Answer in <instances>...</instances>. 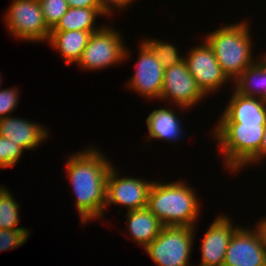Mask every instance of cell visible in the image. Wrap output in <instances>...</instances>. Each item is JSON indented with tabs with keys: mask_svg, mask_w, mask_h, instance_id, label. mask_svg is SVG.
I'll return each mask as SVG.
<instances>
[{
	"mask_svg": "<svg viewBox=\"0 0 266 266\" xmlns=\"http://www.w3.org/2000/svg\"><path fill=\"white\" fill-rule=\"evenodd\" d=\"M264 158H266V124L264 127V135L259 153L247 165L249 166L251 164L252 166V164H255L257 166V164H260V162L263 161Z\"/></svg>",
	"mask_w": 266,
	"mask_h": 266,
	"instance_id": "obj_28",
	"label": "cell"
},
{
	"mask_svg": "<svg viewBox=\"0 0 266 266\" xmlns=\"http://www.w3.org/2000/svg\"><path fill=\"white\" fill-rule=\"evenodd\" d=\"M100 151L96 147L85 148L67 156L65 163L66 177L76 195L75 205L83 225L96 218L102 220L106 212V182L113 165Z\"/></svg>",
	"mask_w": 266,
	"mask_h": 266,
	"instance_id": "obj_1",
	"label": "cell"
},
{
	"mask_svg": "<svg viewBox=\"0 0 266 266\" xmlns=\"http://www.w3.org/2000/svg\"><path fill=\"white\" fill-rule=\"evenodd\" d=\"M130 52L123 42L122 34L109 25L102 26L89 37L77 65L80 69L96 71L128 60Z\"/></svg>",
	"mask_w": 266,
	"mask_h": 266,
	"instance_id": "obj_6",
	"label": "cell"
},
{
	"mask_svg": "<svg viewBox=\"0 0 266 266\" xmlns=\"http://www.w3.org/2000/svg\"><path fill=\"white\" fill-rule=\"evenodd\" d=\"M186 183L182 179L152 183L147 208L163 226H196L201 205L194 188Z\"/></svg>",
	"mask_w": 266,
	"mask_h": 266,
	"instance_id": "obj_2",
	"label": "cell"
},
{
	"mask_svg": "<svg viewBox=\"0 0 266 266\" xmlns=\"http://www.w3.org/2000/svg\"><path fill=\"white\" fill-rule=\"evenodd\" d=\"M203 42L192 47L184 57V61L197 85L207 96L217 92L231 80L222 71L212 48L205 40Z\"/></svg>",
	"mask_w": 266,
	"mask_h": 266,
	"instance_id": "obj_9",
	"label": "cell"
},
{
	"mask_svg": "<svg viewBox=\"0 0 266 266\" xmlns=\"http://www.w3.org/2000/svg\"><path fill=\"white\" fill-rule=\"evenodd\" d=\"M125 216L130 238L143 248L159 235L163 227L158 218L147 207L127 211Z\"/></svg>",
	"mask_w": 266,
	"mask_h": 266,
	"instance_id": "obj_18",
	"label": "cell"
},
{
	"mask_svg": "<svg viewBox=\"0 0 266 266\" xmlns=\"http://www.w3.org/2000/svg\"><path fill=\"white\" fill-rule=\"evenodd\" d=\"M49 130L40 123L15 116L0 119V136L20 146L24 151L34 150L49 138Z\"/></svg>",
	"mask_w": 266,
	"mask_h": 266,
	"instance_id": "obj_15",
	"label": "cell"
},
{
	"mask_svg": "<svg viewBox=\"0 0 266 266\" xmlns=\"http://www.w3.org/2000/svg\"><path fill=\"white\" fill-rule=\"evenodd\" d=\"M3 18L12 37L47 43L51 30L44 21L38 0H13Z\"/></svg>",
	"mask_w": 266,
	"mask_h": 266,
	"instance_id": "obj_7",
	"label": "cell"
},
{
	"mask_svg": "<svg viewBox=\"0 0 266 266\" xmlns=\"http://www.w3.org/2000/svg\"><path fill=\"white\" fill-rule=\"evenodd\" d=\"M120 171L112 166L106 182V207L125 206L128 211L147 207L148 194L153 181L137 177H120Z\"/></svg>",
	"mask_w": 266,
	"mask_h": 266,
	"instance_id": "obj_10",
	"label": "cell"
},
{
	"mask_svg": "<svg viewBox=\"0 0 266 266\" xmlns=\"http://www.w3.org/2000/svg\"><path fill=\"white\" fill-rule=\"evenodd\" d=\"M43 13L44 21L52 30L62 16L68 11L69 5L66 0H38Z\"/></svg>",
	"mask_w": 266,
	"mask_h": 266,
	"instance_id": "obj_23",
	"label": "cell"
},
{
	"mask_svg": "<svg viewBox=\"0 0 266 266\" xmlns=\"http://www.w3.org/2000/svg\"><path fill=\"white\" fill-rule=\"evenodd\" d=\"M95 31H50L48 43L60 53L64 64H76Z\"/></svg>",
	"mask_w": 266,
	"mask_h": 266,
	"instance_id": "obj_17",
	"label": "cell"
},
{
	"mask_svg": "<svg viewBox=\"0 0 266 266\" xmlns=\"http://www.w3.org/2000/svg\"><path fill=\"white\" fill-rule=\"evenodd\" d=\"M265 124L217 123L212 130L223 165L232 174L240 172L259 153Z\"/></svg>",
	"mask_w": 266,
	"mask_h": 266,
	"instance_id": "obj_4",
	"label": "cell"
},
{
	"mask_svg": "<svg viewBox=\"0 0 266 266\" xmlns=\"http://www.w3.org/2000/svg\"><path fill=\"white\" fill-rule=\"evenodd\" d=\"M233 90L217 123L266 124V100Z\"/></svg>",
	"mask_w": 266,
	"mask_h": 266,
	"instance_id": "obj_14",
	"label": "cell"
},
{
	"mask_svg": "<svg viewBox=\"0 0 266 266\" xmlns=\"http://www.w3.org/2000/svg\"><path fill=\"white\" fill-rule=\"evenodd\" d=\"M98 16H106L100 8L69 7L51 31H98L103 26L96 27Z\"/></svg>",
	"mask_w": 266,
	"mask_h": 266,
	"instance_id": "obj_20",
	"label": "cell"
},
{
	"mask_svg": "<svg viewBox=\"0 0 266 266\" xmlns=\"http://www.w3.org/2000/svg\"><path fill=\"white\" fill-rule=\"evenodd\" d=\"M69 7L99 8L97 0H66Z\"/></svg>",
	"mask_w": 266,
	"mask_h": 266,
	"instance_id": "obj_29",
	"label": "cell"
},
{
	"mask_svg": "<svg viewBox=\"0 0 266 266\" xmlns=\"http://www.w3.org/2000/svg\"><path fill=\"white\" fill-rule=\"evenodd\" d=\"M29 229H0V252L17 249L29 238Z\"/></svg>",
	"mask_w": 266,
	"mask_h": 266,
	"instance_id": "obj_25",
	"label": "cell"
},
{
	"mask_svg": "<svg viewBox=\"0 0 266 266\" xmlns=\"http://www.w3.org/2000/svg\"><path fill=\"white\" fill-rule=\"evenodd\" d=\"M204 97L207 96L197 85L184 60L165 68L160 101L174 102L183 111L191 109Z\"/></svg>",
	"mask_w": 266,
	"mask_h": 266,
	"instance_id": "obj_8",
	"label": "cell"
},
{
	"mask_svg": "<svg viewBox=\"0 0 266 266\" xmlns=\"http://www.w3.org/2000/svg\"><path fill=\"white\" fill-rule=\"evenodd\" d=\"M231 221V217L221 214L209 225L200 243L201 261L198 266H223L230 239L240 227Z\"/></svg>",
	"mask_w": 266,
	"mask_h": 266,
	"instance_id": "obj_13",
	"label": "cell"
},
{
	"mask_svg": "<svg viewBox=\"0 0 266 266\" xmlns=\"http://www.w3.org/2000/svg\"><path fill=\"white\" fill-rule=\"evenodd\" d=\"M255 227L261 236L263 247L266 252V217L264 216L262 219H260Z\"/></svg>",
	"mask_w": 266,
	"mask_h": 266,
	"instance_id": "obj_30",
	"label": "cell"
},
{
	"mask_svg": "<svg viewBox=\"0 0 266 266\" xmlns=\"http://www.w3.org/2000/svg\"><path fill=\"white\" fill-rule=\"evenodd\" d=\"M233 83L241 95L266 100V59L263 56L258 58Z\"/></svg>",
	"mask_w": 266,
	"mask_h": 266,
	"instance_id": "obj_19",
	"label": "cell"
},
{
	"mask_svg": "<svg viewBox=\"0 0 266 266\" xmlns=\"http://www.w3.org/2000/svg\"><path fill=\"white\" fill-rule=\"evenodd\" d=\"M172 108L164 107L158 108L150 112L146 118V125L148 129L147 140H162L171 143H176L182 138L184 128L180 121V115H176Z\"/></svg>",
	"mask_w": 266,
	"mask_h": 266,
	"instance_id": "obj_16",
	"label": "cell"
},
{
	"mask_svg": "<svg viewBox=\"0 0 266 266\" xmlns=\"http://www.w3.org/2000/svg\"><path fill=\"white\" fill-rule=\"evenodd\" d=\"M249 26L245 20L226 24L208 33L204 38L212 48L222 71L232 82L257 60L252 55Z\"/></svg>",
	"mask_w": 266,
	"mask_h": 266,
	"instance_id": "obj_3",
	"label": "cell"
},
{
	"mask_svg": "<svg viewBox=\"0 0 266 266\" xmlns=\"http://www.w3.org/2000/svg\"><path fill=\"white\" fill-rule=\"evenodd\" d=\"M0 186V229H26L19 225V202L13 197L8 188Z\"/></svg>",
	"mask_w": 266,
	"mask_h": 266,
	"instance_id": "obj_21",
	"label": "cell"
},
{
	"mask_svg": "<svg viewBox=\"0 0 266 266\" xmlns=\"http://www.w3.org/2000/svg\"><path fill=\"white\" fill-rule=\"evenodd\" d=\"M254 228L240 226L233 233L223 266H266L262 239L257 228Z\"/></svg>",
	"mask_w": 266,
	"mask_h": 266,
	"instance_id": "obj_12",
	"label": "cell"
},
{
	"mask_svg": "<svg viewBox=\"0 0 266 266\" xmlns=\"http://www.w3.org/2000/svg\"><path fill=\"white\" fill-rule=\"evenodd\" d=\"M99 3L100 10L106 15V17H110L113 15V12L116 9H119L121 11L124 10V8H127L131 4H133L136 0H97ZM115 9V10H114Z\"/></svg>",
	"mask_w": 266,
	"mask_h": 266,
	"instance_id": "obj_27",
	"label": "cell"
},
{
	"mask_svg": "<svg viewBox=\"0 0 266 266\" xmlns=\"http://www.w3.org/2000/svg\"><path fill=\"white\" fill-rule=\"evenodd\" d=\"M19 100V91L17 88L0 89V119L14 112Z\"/></svg>",
	"mask_w": 266,
	"mask_h": 266,
	"instance_id": "obj_26",
	"label": "cell"
},
{
	"mask_svg": "<svg viewBox=\"0 0 266 266\" xmlns=\"http://www.w3.org/2000/svg\"><path fill=\"white\" fill-rule=\"evenodd\" d=\"M196 228L163 226L159 235L144 250L157 266H190Z\"/></svg>",
	"mask_w": 266,
	"mask_h": 266,
	"instance_id": "obj_5",
	"label": "cell"
},
{
	"mask_svg": "<svg viewBox=\"0 0 266 266\" xmlns=\"http://www.w3.org/2000/svg\"><path fill=\"white\" fill-rule=\"evenodd\" d=\"M1 75H2V74H0V85H2V84H1L2 82H1V81H3L2 78H1ZM0 87H1V86H0Z\"/></svg>",
	"mask_w": 266,
	"mask_h": 266,
	"instance_id": "obj_31",
	"label": "cell"
},
{
	"mask_svg": "<svg viewBox=\"0 0 266 266\" xmlns=\"http://www.w3.org/2000/svg\"><path fill=\"white\" fill-rule=\"evenodd\" d=\"M154 39L150 38L147 40L145 38L143 41L152 49L164 68L176 65L184 60L185 56H181L178 53L177 46L163 40Z\"/></svg>",
	"mask_w": 266,
	"mask_h": 266,
	"instance_id": "obj_22",
	"label": "cell"
},
{
	"mask_svg": "<svg viewBox=\"0 0 266 266\" xmlns=\"http://www.w3.org/2000/svg\"><path fill=\"white\" fill-rule=\"evenodd\" d=\"M136 70L127 82L131 91L150 100H159L163 85L165 68L159 62L152 49L140 42Z\"/></svg>",
	"mask_w": 266,
	"mask_h": 266,
	"instance_id": "obj_11",
	"label": "cell"
},
{
	"mask_svg": "<svg viewBox=\"0 0 266 266\" xmlns=\"http://www.w3.org/2000/svg\"><path fill=\"white\" fill-rule=\"evenodd\" d=\"M23 152L20 146L0 136V169L14 167L20 162Z\"/></svg>",
	"mask_w": 266,
	"mask_h": 266,
	"instance_id": "obj_24",
	"label": "cell"
}]
</instances>
